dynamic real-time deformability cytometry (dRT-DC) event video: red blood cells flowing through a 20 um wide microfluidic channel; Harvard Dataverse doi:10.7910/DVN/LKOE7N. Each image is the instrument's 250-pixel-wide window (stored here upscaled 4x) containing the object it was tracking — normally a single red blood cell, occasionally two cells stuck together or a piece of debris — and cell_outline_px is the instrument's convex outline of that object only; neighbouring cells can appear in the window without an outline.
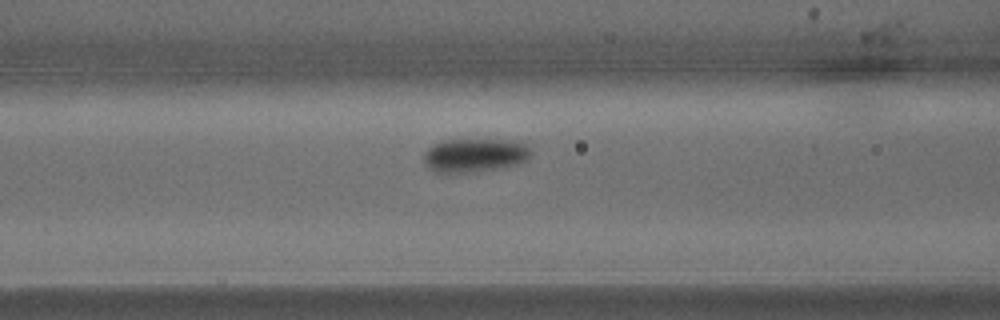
{"species": "common noctule bat (a hibernating species)", "species_latin": "Nyctalus noctula", "temperature_condition": "warm", "stored_images_in_passage": 5, "camera_frame_rate_fps": 3000, "um_per_image_px": 0.085, "animal": {"sex": "male", "body_mass_g": 15.6}, "frame": {"image": 1, "passage_image": 4, "time_ms": 1.0, "image_size_px": [1000, 320], "cell_outline_px": [[532, 156], [528, 160], [504, 168], [472, 172], [432, 172], [424, 164], [424, 152], [432, 144], [440, 140], [524, 140], [528, 144], [532, 152]], "centroid_in_image_um": [40.4, 13.19], "position_along_channel_um": 126.2, "area_um2": 21.62}}